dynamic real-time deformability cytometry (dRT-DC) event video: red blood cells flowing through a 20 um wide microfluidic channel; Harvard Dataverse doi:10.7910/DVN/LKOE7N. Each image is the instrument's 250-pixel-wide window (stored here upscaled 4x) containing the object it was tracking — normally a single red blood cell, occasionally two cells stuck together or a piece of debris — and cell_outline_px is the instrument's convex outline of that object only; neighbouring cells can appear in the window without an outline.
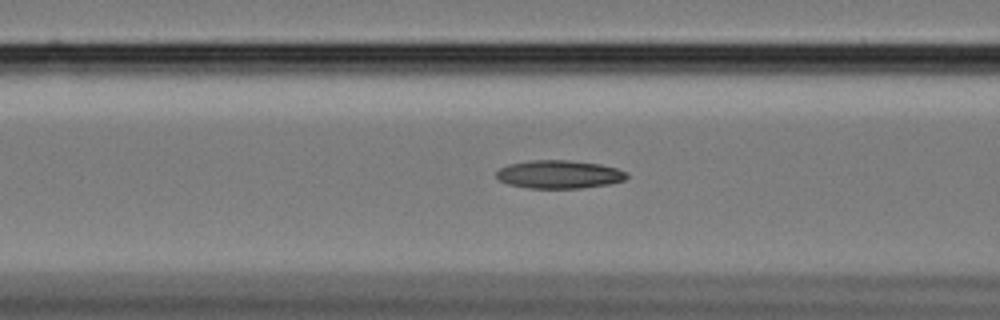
{"species": "Egyptian fruit bat (a non-hibernating species)", "species_latin": "Rousettus aegyptiacus", "temperature_condition": "cold", "stored_images_in_passage": 34, "camera_frame_rate_fps": 3000, "um_per_image_px": 0.085, "animal": {"sex": "female"}, "frame": {"image": 1, "passage_image": 24, "time_ms": 7.667, "image_size_px": [1000, 320], "cell_outline_px": [[628, 176], [624, 180], [608, 184], [580, 188], [528, 188], [508, 184], [500, 180], [496, 176], [496, 172], [500, 168], [508, 164], [532, 160], [568, 160], [600, 164], [616, 168], [628, 172]], "centroid_in_image_um": [47.52, 14.82], "position_along_channel_um": 119.1, "area_um2": 21.39}}
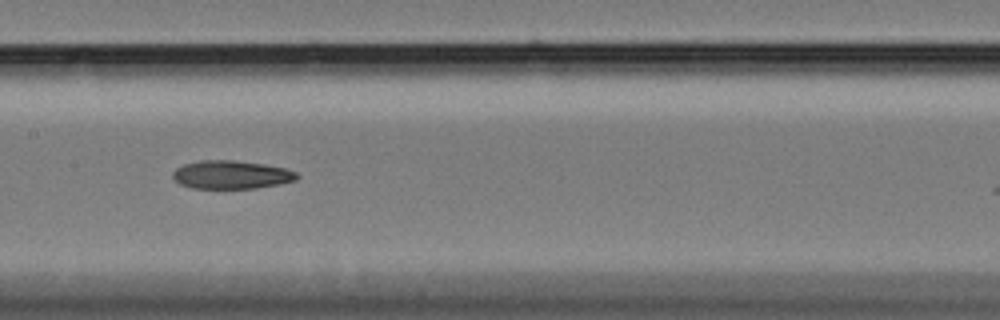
{"frame": {"image": 2, "passage_image": 30, "time_ms": 9.667, "image_size_px": [1000, 320], "cell_outline_px": [[300, 176], [296, 180], [256, 188], [192, 188], [180, 184], [172, 176], [172, 172], [176, 168], [184, 164], [200, 160], [232, 160], [264, 164], [284, 168], [296, 172]], "centroid_in_image_um": [19.64, 14.84], "position_along_channel_um": 187.8, "area_um2": 20.35}}
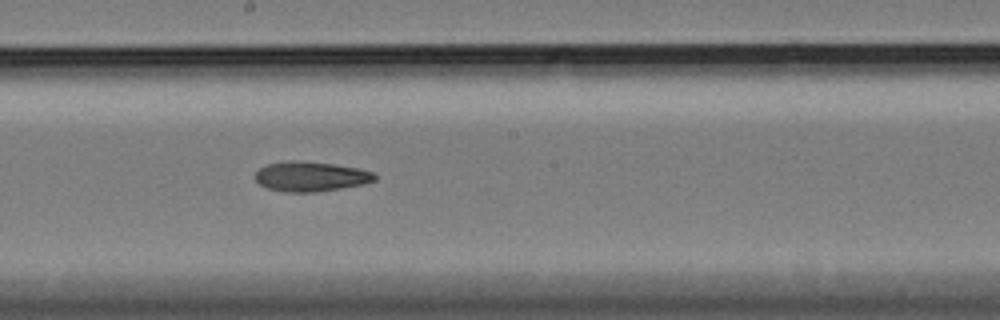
{"frame": {"image": 3, "passage_image": 33, "time_ms": 10.667, "image_size_px": [1000, 320], "cell_outline_px": [[376, 180], [364, 184], [316, 192], [288, 192], [268, 188], [260, 184], [256, 180], [256, 172], [260, 168], [268, 164], [288, 160], [296, 160], [332, 164], [360, 168], [372, 172], [376, 176]], "centroid_in_image_um": [26.43, 14.99], "position_along_channel_um": 221.8, "area_um2": 20.63}}